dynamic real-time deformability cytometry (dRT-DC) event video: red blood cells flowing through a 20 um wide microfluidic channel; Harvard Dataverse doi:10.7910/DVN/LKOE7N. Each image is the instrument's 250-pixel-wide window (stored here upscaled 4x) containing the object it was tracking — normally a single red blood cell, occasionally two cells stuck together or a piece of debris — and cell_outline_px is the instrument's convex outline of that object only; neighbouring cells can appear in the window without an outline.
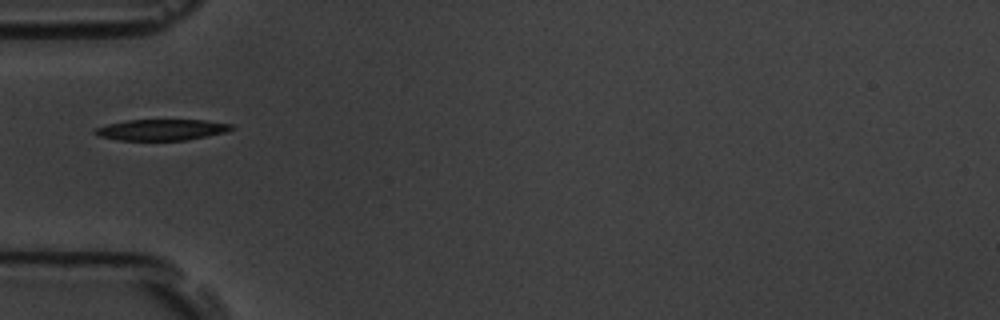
{"species": "common noctule bat (a hibernating species)", "species_latin": "Nyctalus noctula", "temperature_condition": "room temperature", "stored_images_in_passage": 6, "camera_frame_rate_fps": 3000, "um_per_image_px": 0.085, "animal": {"sex": "male", "body_mass_g": 19.5, "forearm_length_mm": 54.6}, "frame": {"image": 1, "passage_image": 1, "time_ms": 0.0, "image_size_px": [1000, 320], "cell_outline_px": [[236, 128], [224, 132], [188, 140], [120, 140], [100, 136], [92, 132], [96, 128], [108, 124], [124, 120], [208, 120], [232, 124]], "centroid_in_image_um": [13.76, 11.02], "position_along_channel_um": 71.2, "area_um2": 16.7}}
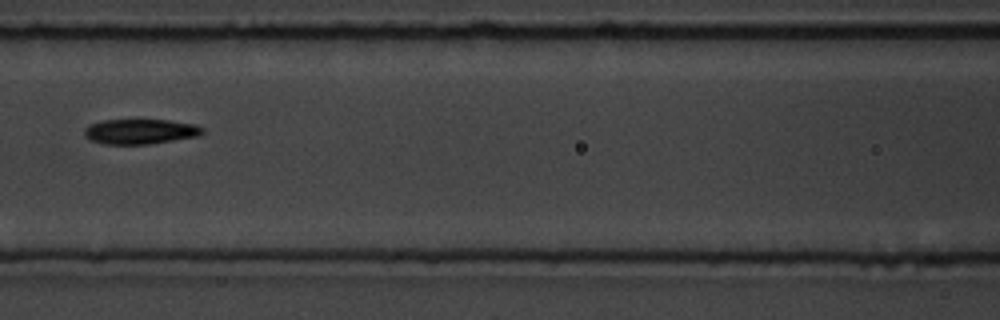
{"frame": {"image": 2, "passage_image": 3, "time_ms": 2.333, "image_size_px": [1000, 320], "cell_outline_px": [[204, 132], [200, 136], [148, 144], [104, 144], [92, 140], [84, 136], [84, 128], [88, 124], [104, 120], [168, 120], [196, 124], [204, 128]], "centroid_in_image_um": [11.94, 11.17], "position_along_channel_um": 154.7, "area_um2": 17.34}}
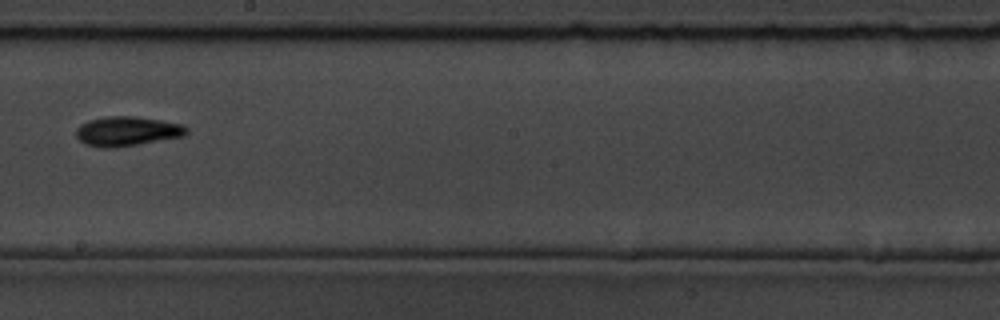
{"frame": {"image": 3, "passage_image": 5, "time_ms": 4.667, "image_size_px": [1000, 320], "cell_outline_px": [[188, 132], [184, 136], [136, 144], [108, 148], [104, 148], [84, 144], [76, 136], [76, 128], [80, 124], [88, 120], [108, 116], [132, 116], [160, 120], [184, 124], [188, 128]], "centroid_in_image_um": [10.79, 11.14], "position_along_channel_um": 237.4, "area_um2": 18.9}}